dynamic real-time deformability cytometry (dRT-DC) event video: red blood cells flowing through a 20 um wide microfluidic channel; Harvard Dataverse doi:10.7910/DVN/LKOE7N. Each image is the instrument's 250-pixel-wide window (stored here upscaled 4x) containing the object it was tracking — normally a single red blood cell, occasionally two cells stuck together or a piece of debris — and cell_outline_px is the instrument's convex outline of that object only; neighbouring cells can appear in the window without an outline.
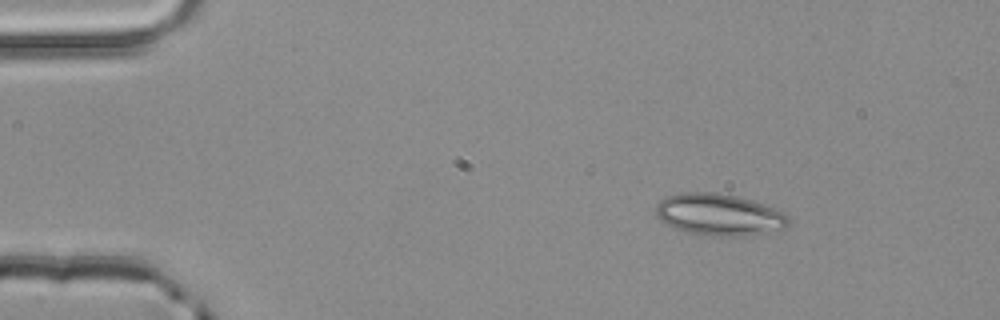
{"species": "common noctule bat (a hibernating species)", "species_latin": "Nyctalus noctula", "temperature_condition": "room temperature", "stored_images_in_passage": 2, "camera_frame_rate_fps": 3000, "um_per_image_px": 0.085, "animal": {"sex": "male", "body_mass_g": 20.4}, "frame": {"image": 1, "passage_image": 1, "time_ms": 0.0, "image_size_px": [1000, 320], "cell_outline_px": [[788, 224], [784, 228], [748, 236], [708, 236], [684, 232], [672, 228], [664, 224], [656, 216], [656, 204], [660, 200], [668, 196], [680, 192], [712, 192], [736, 196], [752, 200], [764, 204], [784, 212], [788, 216]], "centroid_in_image_um": [61.08, 18.25], "position_along_channel_um": 23.9, "area_um2": 32.6}}